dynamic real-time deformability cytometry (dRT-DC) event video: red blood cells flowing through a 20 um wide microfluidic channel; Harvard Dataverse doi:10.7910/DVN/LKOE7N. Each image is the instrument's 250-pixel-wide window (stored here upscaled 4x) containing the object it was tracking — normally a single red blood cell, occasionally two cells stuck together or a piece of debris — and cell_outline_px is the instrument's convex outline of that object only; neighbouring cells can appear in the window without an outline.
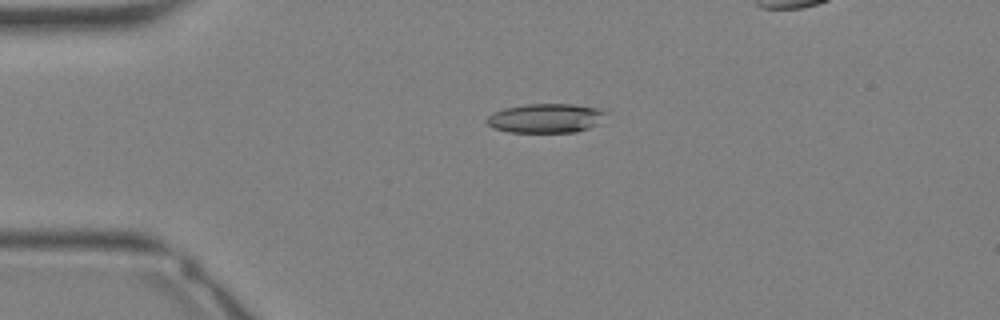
{"species": "Egyptian fruit bat (a non-hibernating species)", "species_latin": "Rousettus aegyptiacus", "temperature_condition": "warm", "stored_images_in_passage": 26, "camera_frame_rate_fps": 3000, "um_per_image_px": 0.085, "animal": {"sex": "female"}, "frame": {"image": 1, "passage_image": 2, "time_ms": 0.333, "image_size_px": [1000, 320], "cell_outline_px": [[608, 112], [596, 124], [588, 128], [576, 132], [508, 132], [492, 128], [484, 120], [492, 112], [504, 108], [528, 104], [572, 104], [608, 108]], "centroid_in_image_um": [46.4, 10.03], "position_along_channel_um": 38.6, "area_um2": 20.58}}
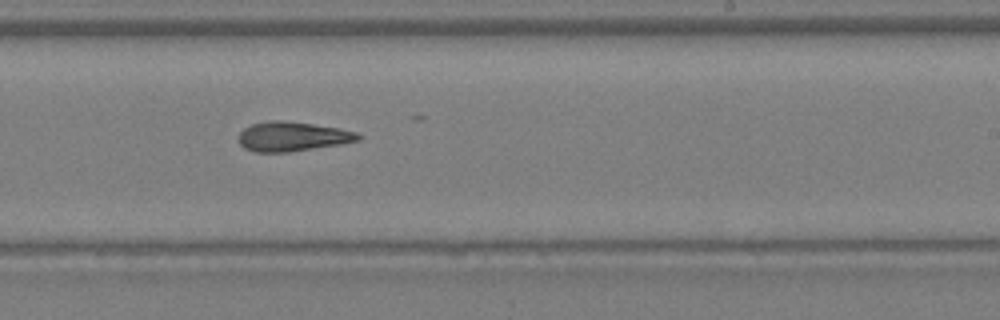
{"frame": {"image": 2, "passage_image": 15, "time_ms": 4.667, "image_size_px": [1000, 320], "cell_outline_px": [[364, 136], [360, 140], [340, 144], [288, 152], [256, 152], [244, 148], [240, 144], [240, 132], [244, 128], [252, 124], [272, 120], [280, 120], [312, 124], [340, 128], [356, 132]], "centroid_in_image_um": [24.88, 11.6], "position_along_channel_um": 264.1, "area_um2": 20.4}}
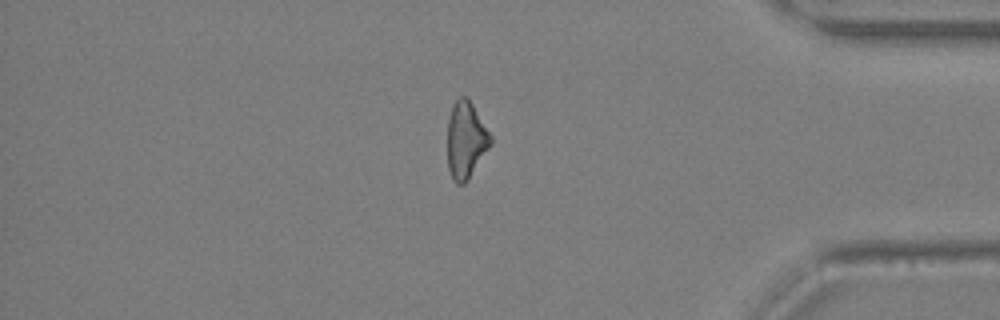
{"frame": {"image": 3, "passage_image": 23, "time_ms": 7.333, "image_size_px": [1000, 320], "cell_outline_px": [[492, 144], [468, 180], [464, 184], [456, 184], [452, 180], [448, 168], [448, 120], [452, 104], [460, 96], [464, 96], [472, 104], [492, 136]], "centroid_in_image_um": [39.6, 11.93], "position_along_channel_um": 395.6, "area_um2": 19.36}}